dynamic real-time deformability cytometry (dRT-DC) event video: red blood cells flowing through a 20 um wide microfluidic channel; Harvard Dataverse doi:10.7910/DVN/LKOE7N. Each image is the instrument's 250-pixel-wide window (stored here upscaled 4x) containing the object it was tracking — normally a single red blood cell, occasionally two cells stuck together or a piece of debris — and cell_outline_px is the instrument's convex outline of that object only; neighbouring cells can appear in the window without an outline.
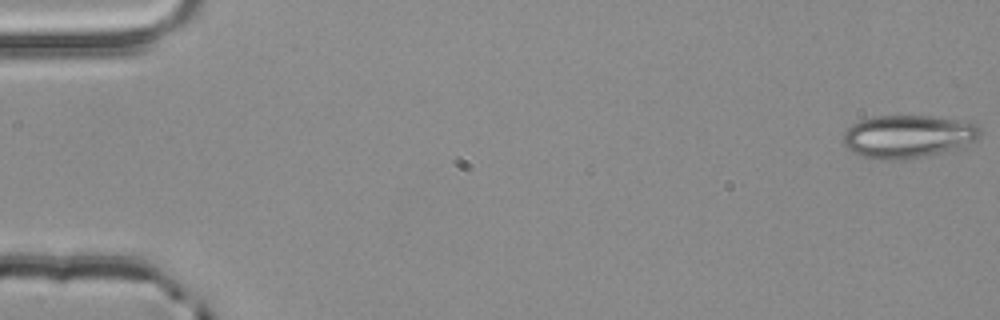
{"species": "common noctule bat (a hibernating species)", "species_latin": "Nyctalus noctula", "temperature_condition": "room temperature", "stored_images_in_passage": 55, "camera_frame_rate_fps": 3000, "um_per_image_px": 0.085, "animal": {"sex": "male", "body_mass_g": 20.4}, "frame": {"image": 1, "passage_image": 1, "time_ms": 0.0, "image_size_px": [1000, 320], "cell_outline_px": [[984, 132], [976, 140], [960, 148], [924, 156], [900, 160], [880, 160], [864, 156], [852, 152], [844, 144], [844, 132], [852, 124], [860, 120], [876, 116], [928, 116], [972, 120], [980, 124]], "centroid_in_image_um": [77.28, 11.58], "position_along_channel_um": 7.7, "area_um2": 34.8}}
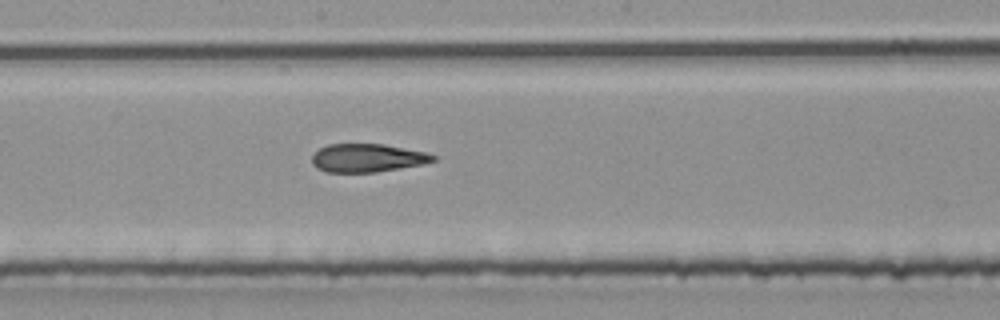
{"frame": {"image": 2, "passage_image": 30, "time_ms": 9.667, "image_size_px": [1000, 320], "cell_outline_px": [[436, 160], [424, 164], [376, 172], [328, 172], [316, 168], [312, 164], [312, 156], [320, 148], [328, 144], [384, 144], [424, 152], [436, 156]], "centroid_in_image_um": [31.22, 13.43], "position_along_channel_um": 217.0, "area_um2": 19.88}}
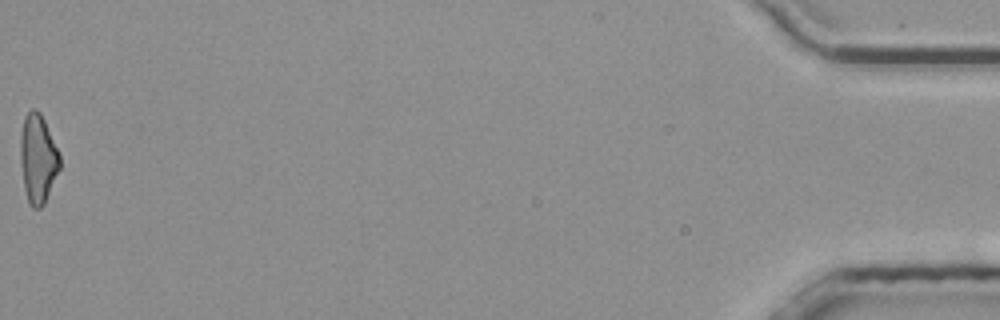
{"frame": {"image": 3, "passage_image": 55, "time_ms": 18.0, "image_size_px": [1000, 320], "cell_outline_px": [[60, 168], [44, 204], [40, 208], [32, 208], [28, 204], [24, 188], [20, 160], [20, 136], [24, 116], [32, 108], [36, 108], [40, 112], [44, 120], [60, 156]], "centroid_in_image_um": [3.2, 13.49], "position_along_channel_um": 432.0, "area_um2": 20.4}, "authors_computed_cell_mechanics": {"area_um2": 21.3282, "velocity_mm_per_s": 3.8504, "shape_relaxation_time_tau1_ms": null, "shape_relaxation_time_tau2_ms": 4.7189, "deformation_change_tau1": null, "deformation_change_tau2": 0.1324}}